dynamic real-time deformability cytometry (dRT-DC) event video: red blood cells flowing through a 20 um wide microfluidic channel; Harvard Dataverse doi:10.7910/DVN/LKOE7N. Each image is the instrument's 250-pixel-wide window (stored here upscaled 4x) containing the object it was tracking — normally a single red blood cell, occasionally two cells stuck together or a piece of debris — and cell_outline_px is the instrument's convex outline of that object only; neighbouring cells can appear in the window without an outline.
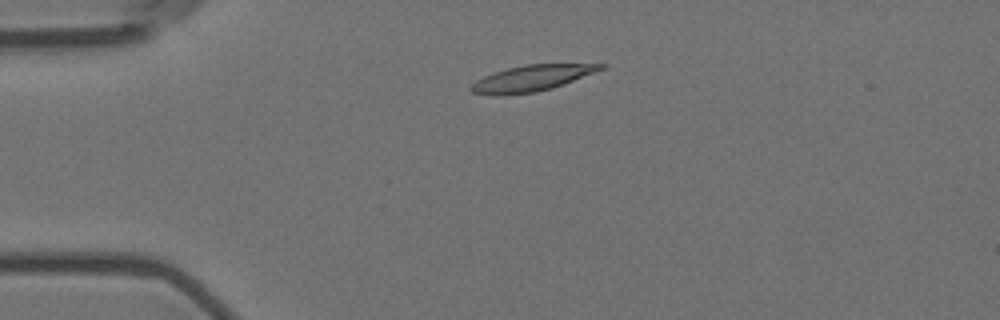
{"species": "Egyptian fruit bat (a non-hibernating species)", "species_latin": "Rousettus aegyptiacus", "temperature_condition": "room temperature", "stored_images_in_passage": 4, "camera_frame_rate_fps": 3000, "um_per_image_px": 0.085, "animal": {"sex": "female"}, "frame": {"image": 1, "passage_image": 3, "time_ms": 0.667, "image_size_px": [1000, 320], "cell_outline_px": [[608, 64], [604, 68], [564, 84], [552, 88], [536, 92], [508, 96], [492, 96], [472, 92], [468, 88], [476, 80], [484, 76], [508, 68], [524, 64]], "centroid_in_image_um": [45.13, 6.67], "position_along_channel_um": 39.9, "area_um2": 19.71}}